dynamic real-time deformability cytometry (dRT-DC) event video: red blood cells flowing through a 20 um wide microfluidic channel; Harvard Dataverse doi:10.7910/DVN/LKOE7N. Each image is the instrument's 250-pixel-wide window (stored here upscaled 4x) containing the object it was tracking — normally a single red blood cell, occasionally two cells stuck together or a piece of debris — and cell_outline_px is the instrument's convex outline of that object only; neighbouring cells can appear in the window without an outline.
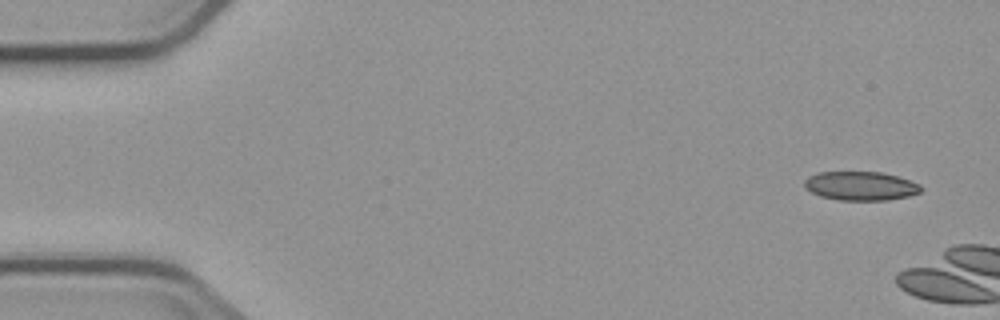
{"species": "common noctule bat (a hibernating species)", "species_latin": "Nyctalus noctula", "temperature_condition": "cold", "stored_images_in_passage": 3, "camera_frame_rate_fps": 3000, "um_per_image_px": 0.085, "animal": {"sex": "male", "body_mass_g": 23.1, "forearm_length_mm": 52.7}, "frame": {"image": 1, "passage_image": 1, "time_ms": 0.0, "image_size_px": [1000, 320], "cell_outline_px": [[924, 188], [920, 192], [908, 196], [888, 200], [840, 200], [820, 196], [804, 188], [804, 180], [808, 176], [816, 172], [880, 172], [896, 176], [920, 184]], "centroid_in_image_um": [73.13, 15.8], "position_along_channel_um": 11.9, "area_um2": 19.65}}